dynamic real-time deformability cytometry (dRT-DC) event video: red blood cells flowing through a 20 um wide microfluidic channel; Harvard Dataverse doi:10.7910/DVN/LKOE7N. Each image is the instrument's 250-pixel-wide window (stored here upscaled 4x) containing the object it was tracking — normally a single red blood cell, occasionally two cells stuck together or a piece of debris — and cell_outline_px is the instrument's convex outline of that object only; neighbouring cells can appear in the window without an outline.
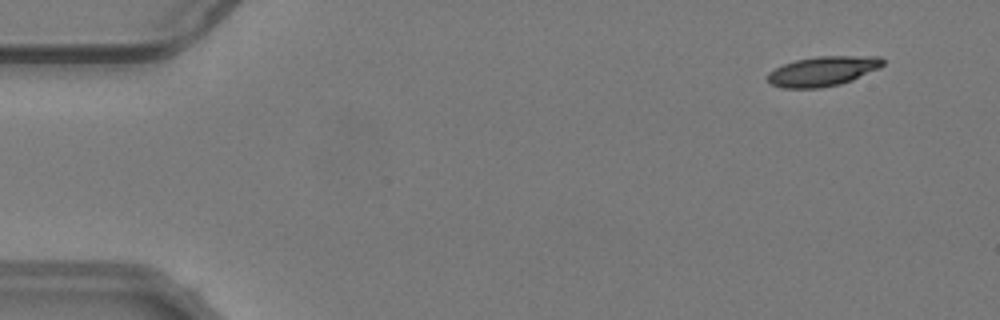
{"species": "common noctule bat (a hibernating species)", "species_latin": "Nyctalus noctula", "temperature_condition": "warm", "stored_images_in_passage": 56, "camera_frame_rate_fps": 3000, "um_per_image_px": 0.085, "animal": {"sex": "male", "body_mass_g": 19.2, "forearm_length_mm": 51.8}, "frame": {"image": 1, "passage_image": 5, "time_ms": 1.333, "image_size_px": [1000, 320], "cell_outline_px": [[884, 64], [880, 68], [852, 80], [840, 84], [820, 88], [784, 88], [772, 84], [768, 80], [768, 72], [784, 64], [796, 60], [816, 56], [880, 56], [884, 60]], "centroid_in_image_um": [69.97, 6.04], "position_along_channel_um": 15.0, "area_um2": 19.94}}
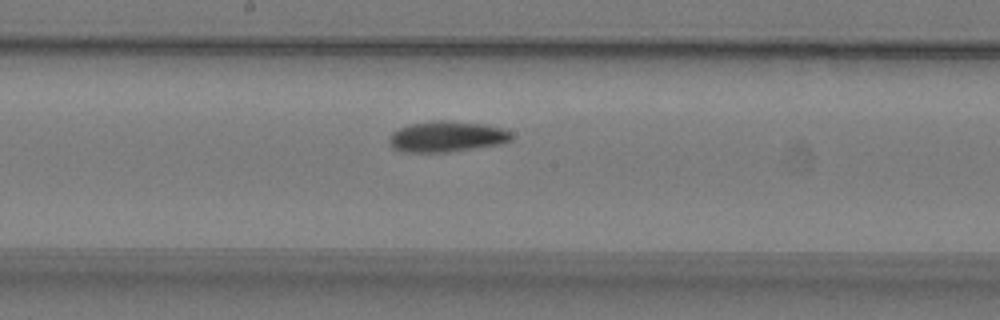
{"frame": {"image": 2, "passage_image": 30, "time_ms": 9.667, "image_size_px": [1000, 320], "cell_outline_px": [[512, 140], [504, 144], [448, 152], [400, 152], [392, 148], [388, 144], [388, 136], [392, 132], [408, 124], [432, 120], [456, 120], [484, 124], [504, 128], [512, 132]], "centroid_in_image_um": [37.98, 11.6], "position_along_channel_um": 210.2, "area_um2": 22.66}}
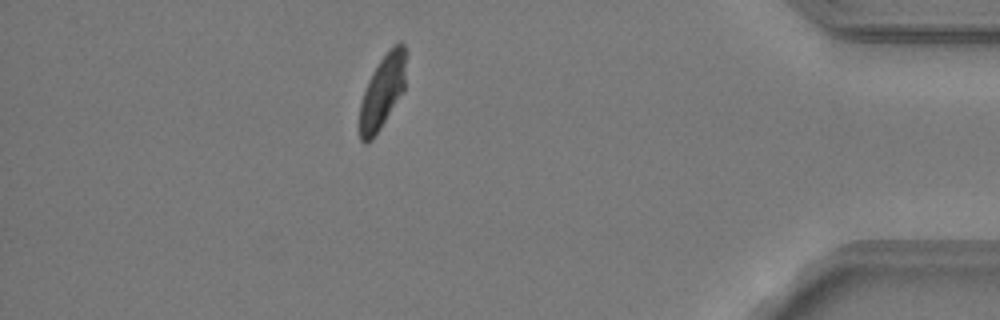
{"frame": {"image": 3, "passage_image": 49, "time_ms": 16.0, "image_size_px": [1000, 320], "cell_outline_px": [[404, 92], [372, 140], [364, 144], [360, 140], [360, 104], [368, 80], [372, 72], [380, 60], [400, 40], [404, 44]], "centroid_in_image_um": [32.48, 7.85], "position_along_channel_um": 402.7, "area_um2": 19.36}, "authors_computed_cell_mechanics": {"area_um2": 20.7791, "velocity_mm_per_s": 3.7504, "shape_relaxation_time_tau1_ms": 5.9587, "shape_relaxation_time_tau2_ms": 2.8291, "deformation_change_tau1": 0.163, "deformation_change_tau2": 0.0728}}